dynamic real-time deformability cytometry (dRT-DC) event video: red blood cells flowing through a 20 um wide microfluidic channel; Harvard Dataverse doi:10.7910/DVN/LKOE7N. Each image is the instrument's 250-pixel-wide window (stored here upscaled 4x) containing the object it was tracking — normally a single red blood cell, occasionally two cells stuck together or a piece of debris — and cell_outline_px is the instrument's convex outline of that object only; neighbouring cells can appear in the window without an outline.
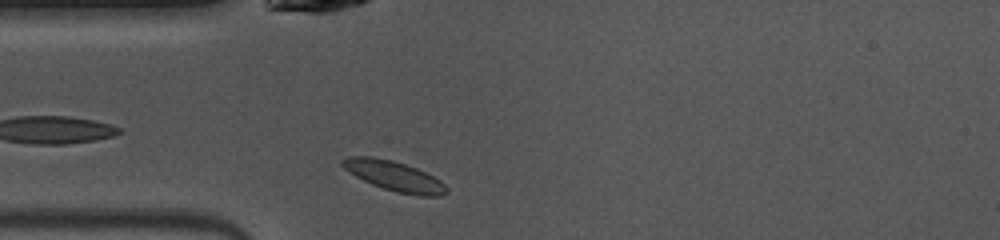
{"species": "common noctule bat (a hibernating species)", "species_latin": "Nyctalus noctula", "temperature_condition": "warm", "stored_images_in_passage": 17, "camera_frame_rate_fps": 3000, "um_per_image_px": 0.085, "animal": {"sex": "female", "body_mass_g": 10.0, "forearm_length_mm": 53.1}, "frame": {"image": 1, "passage_image": 2, "time_ms": 0.333, "image_size_px": [1000, 240], "cell_outline_px": [[448, 192], [440, 196], [416, 196], [396, 192], [372, 184], [356, 176], [344, 168], [340, 164], [340, 160], [348, 156], [372, 156], [392, 160], [416, 168], [440, 180], [448, 188]], "centroid_in_image_um": [33.5, 14.96], "position_along_channel_um": 51.5, "area_um2": 18.09}}
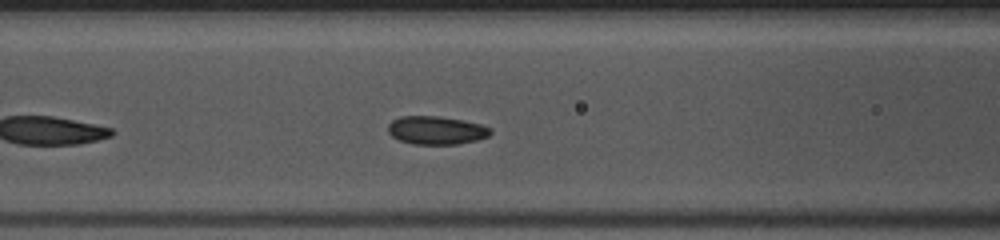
{"frame": {"image": 2, "passage_image": 8, "time_ms": 2.333, "image_size_px": [1000, 240], "cell_outline_px": [[492, 132], [488, 136], [476, 140], [456, 144], [412, 144], [400, 140], [392, 136], [388, 132], [388, 124], [392, 120], [400, 116], [440, 116], [464, 120], [480, 124], [492, 128]], "centroid_in_image_um": [37.08, 11.06], "position_along_channel_um": 129.5, "area_um2": 16.94}}
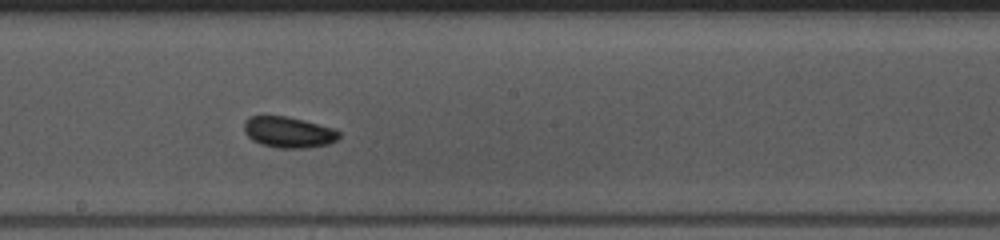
{"frame": {"image": 3, "passage_image": 15, "time_ms": 4.667, "image_size_px": [1000, 240], "cell_outline_px": [[340, 136], [336, 140], [328, 144], [308, 148], [276, 148], [260, 144], [252, 140], [244, 132], [244, 120], [248, 116], [288, 116], [336, 128], [340, 132]], "centroid_in_image_um": [24.53, 11.23], "position_along_channel_um": 223.7, "area_um2": 17.46}}